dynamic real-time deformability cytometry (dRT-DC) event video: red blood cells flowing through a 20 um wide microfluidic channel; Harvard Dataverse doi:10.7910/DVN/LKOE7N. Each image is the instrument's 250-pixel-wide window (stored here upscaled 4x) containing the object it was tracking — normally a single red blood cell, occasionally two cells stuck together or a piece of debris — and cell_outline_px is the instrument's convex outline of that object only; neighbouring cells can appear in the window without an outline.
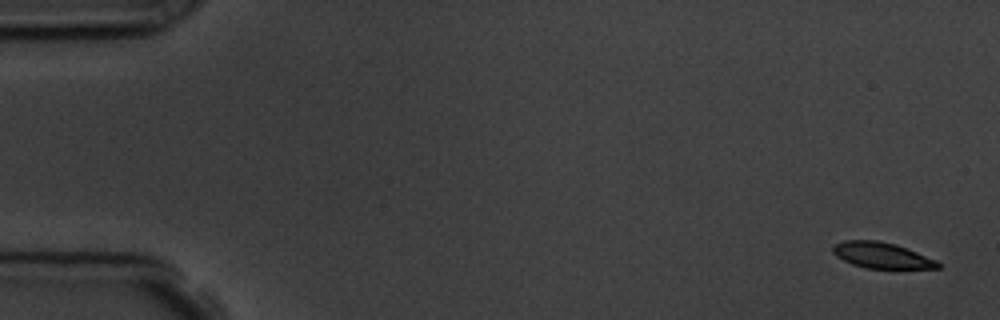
{"species": "common noctule bat (a hibernating species)", "species_latin": "Nyctalus noctula", "temperature_condition": "room temperature", "stored_images_in_passage": 5, "camera_frame_rate_fps": 3000, "um_per_image_px": 0.085, "animal": {"sex": "male", "body_mass_g": 19.5, "forearm_length_mm": 54.6}, "frame": {"image": 1, "passage_image": 1, "time_ms": 0.0, "image_size_px": [1000, 320], "cell_outline_px": [[940, 268], [868, 268], [852, 264], [836, 256], [832, 252], [832, 248], [836, 244], [844, 240], [876, 240], [896, 244], [936, 260], [940, 264]], "centroid_in_image_um": [74.92, 21.69], "position_along_channel_um": 10.1, "area_um2": 15.61}}
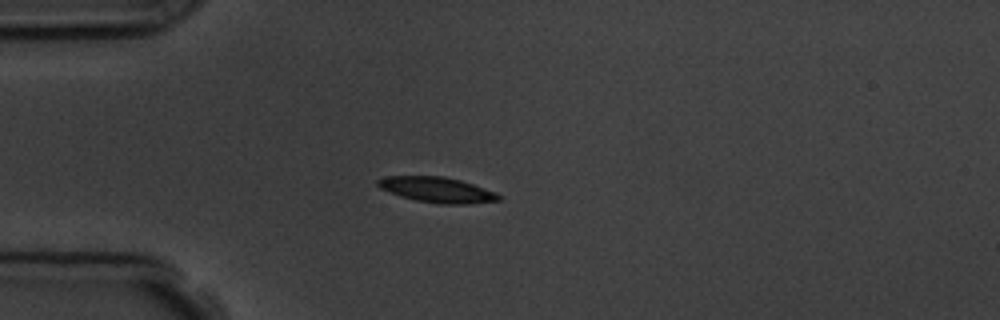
{"frame": {"image": 2, "passage_image": 4, "time_ms": 4.333, "image_size_px": [1000, 320], "cell_outline_px": [[504, 196], [500, 200], [468, 204], [436, 204], [416, 200], [400, 196], [380, 188], [376, 184], [376, 180], [384, 176], [444, 176], [460, 180], [496, 192]], "centroid_in_image_um": [37.16, 16.13], "position_along_channel_um": 47.8, "area_um2": 18.03}}